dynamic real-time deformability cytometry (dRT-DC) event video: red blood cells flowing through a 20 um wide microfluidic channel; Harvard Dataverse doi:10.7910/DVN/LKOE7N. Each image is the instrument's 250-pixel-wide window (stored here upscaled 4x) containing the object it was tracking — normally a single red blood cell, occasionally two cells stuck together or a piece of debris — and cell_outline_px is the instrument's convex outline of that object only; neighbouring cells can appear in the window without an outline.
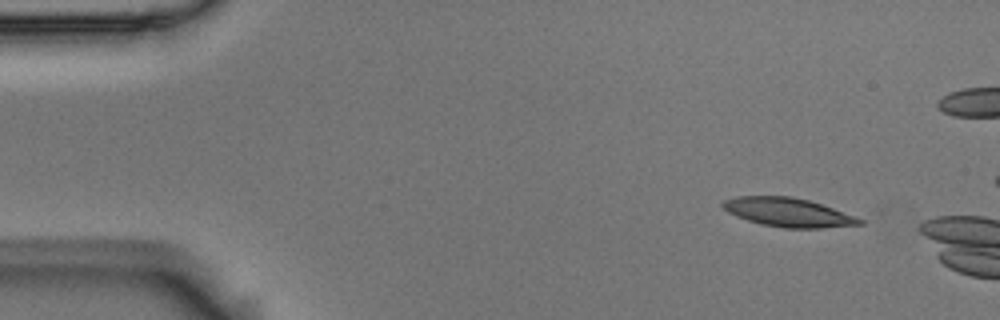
{"species": "Egyptian fruit bat (a non-hibernating species)", "species_latin": "Rousettus aegyptiacus", "temperature_condition": "room temperature", "stored_images_in_passage": 2, "camera_frame_rate_fps": 3000, "um_per_image_px": 0.085, "animal": {"sex": "male"}, "frame": {"image": 1, "passage_image": 1, "time_ms": 0.0, "image_size_px": [1000, 320], "cell_outline_px": [[864, 224], [824, 228], [784, 228], [764, 224], [748, 220], [736, 216], [728, 212], [720, 204], [724, 200], [736, 196], [792, 196], [808, 200], [832, 208], [864, 220]], "centroid_in_image_um": [66.98, 18.05], "position_along_channel_um": 18.0, "area_um2": 22.77}}